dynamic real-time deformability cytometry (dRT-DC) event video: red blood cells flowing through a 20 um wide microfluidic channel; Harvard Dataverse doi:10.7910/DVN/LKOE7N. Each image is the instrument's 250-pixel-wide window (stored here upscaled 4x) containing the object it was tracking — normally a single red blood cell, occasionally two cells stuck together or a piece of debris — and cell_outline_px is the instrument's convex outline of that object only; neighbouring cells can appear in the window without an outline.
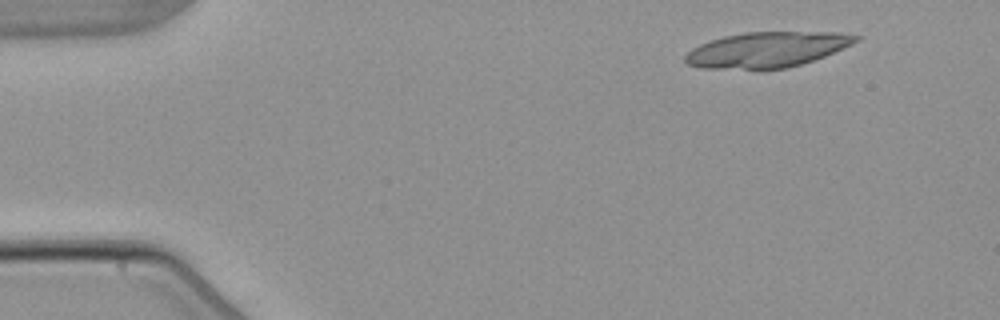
{"species": "common noctule bat (a hibernating species)", "species_latin": "Nyctalus noctula", "temperature_condition": "warm", "stored_images_in_passage": 5, "segment_of_instrument_passage": [2, 2], "camera_frame_rate_fps": 3000, "um_per_image_px": 0.085, "animal": {"sex": "male", "body_mass_g": 21.5, "forearm_length_mm": 52.0}, "frame": {"image": 1, "passage_image": 5, "time_ms": 6.0, "image_size_px": [1000, 320], "cell_outline_px": [[860, 40], [852, 44], [824, 56], [788, 68], [700, 68], [688, 64], [684, 60], [684, 56], [692, 48], [700, 44], [724, 36], [744, 32], [840, 32], [860, 36]], "centroid_in_image_um": [65.2, 4.2], "position_along_channel_um": 19.8, "area_um2": 34.8}}